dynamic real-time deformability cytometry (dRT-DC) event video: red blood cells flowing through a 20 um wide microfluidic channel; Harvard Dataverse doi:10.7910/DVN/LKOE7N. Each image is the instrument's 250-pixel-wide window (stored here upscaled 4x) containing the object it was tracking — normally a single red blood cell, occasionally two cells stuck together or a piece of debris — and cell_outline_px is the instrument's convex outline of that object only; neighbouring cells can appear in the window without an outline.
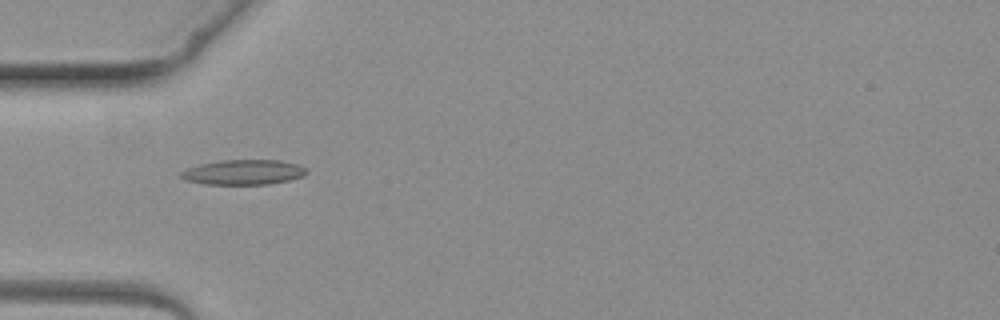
{"species": "common noctule bat (a hibernating species)", "species_latin": "Nyctalus noctula", "temperature_condition": "warm", "stored_images_in_passage": 4, "camera_frame_rate_fps": 3000, "um_per_image_px": 0.085, "animal": {"sex": "female", "body_mass_g": 19.3, "forearm_length_mm": 54.1}, "frame": {"image": 1, "passage_image": 4, "time_ms": 3.667, "image_size_px": [1000, 320], "cell_outline_px": [[308, 172], [304, 176], [288, 180], [268, 184], [204, 184], [184, 180], [180, 176], [180, 172], [188, 168], [200, 164], [220, 160], [280, 160], [300, 164], [308, 168]], "centroid_in_image_um": [20.73, 14.63], "position_along_channel_um": 64.3, "area_um2": 18.44}}